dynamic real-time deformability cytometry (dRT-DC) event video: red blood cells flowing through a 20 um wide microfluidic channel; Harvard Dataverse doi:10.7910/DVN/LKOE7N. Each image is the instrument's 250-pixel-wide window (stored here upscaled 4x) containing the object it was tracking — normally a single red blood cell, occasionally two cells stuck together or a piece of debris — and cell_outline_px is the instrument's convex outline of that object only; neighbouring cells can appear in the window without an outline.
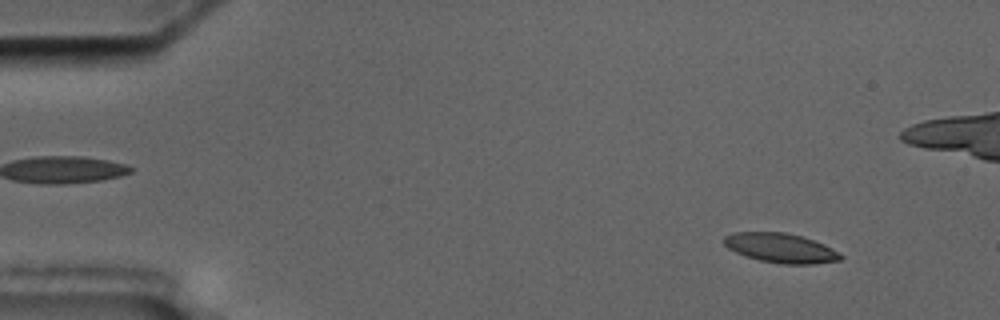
{"species": "common noctule bat (a hibernating species)", "species_latin": "Nyctalus noctula", "temperature_condition": "cold", "stored_images_in_passage": 5, "camera_frame_rate_fps": 3000, "um_per_image_px": 0.085, "animal": {"sex": "male", "body_mass_g": 17.5, "forearm_length_mm": 52.3}, "frame": {"image": 1, "passage_image": 1, "time_ms": 0.0, "image_size_px": [1000, 320], "cell_outline_px": [[844, 256], [840, 260], [812, 264], [784, 264], [760, 260], [736, 252], [728, 248], [724, 244], [724, 236], [732, 232], [784, 232], [800, 236], [824, 244], [832, 248]], "centroid_in_image_um": [66.36, 21.07], "position_along_channel_um": 18.6, "area_um2": 19.83}}